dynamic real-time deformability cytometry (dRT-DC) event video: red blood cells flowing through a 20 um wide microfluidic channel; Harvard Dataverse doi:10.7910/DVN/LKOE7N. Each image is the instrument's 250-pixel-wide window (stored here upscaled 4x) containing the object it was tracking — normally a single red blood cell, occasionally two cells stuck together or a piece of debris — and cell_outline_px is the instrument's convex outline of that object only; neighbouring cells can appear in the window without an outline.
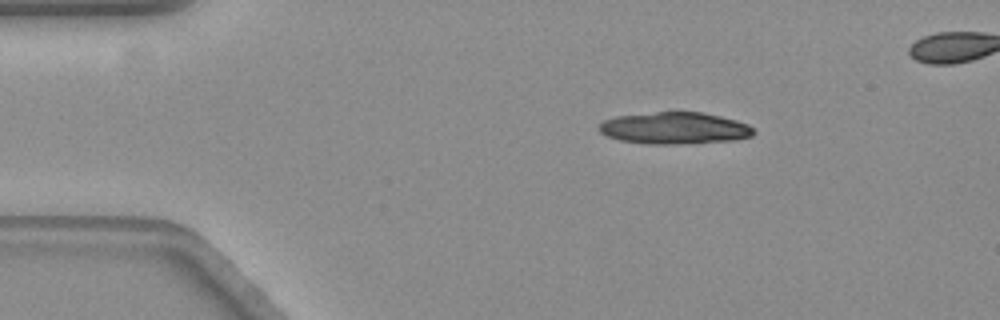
{"species": "common noctule bat (a hibernating species)", "species_latin": "Nyctalus noctula", "temperature_condition": "warm", "stored_images_in_passage": 11, "camera_frame_rate_fps": 3000, "um_per_image_px": 0.085, "animal": {"sex": "female", "body_mass_g": 19.3, "forearm_length_mm": 54.1}, "frame": {"image": 1, "passage_image": 1, "time_ms": 0.0, "image_size_px": [1000, 320], "cell_outline_px": [[756, 132], [752, 136], [736, 140], [676, 144], [644, 144], [620, 140], [608, 136], [600, 132], [600, 124], [604, 120], [616, 116], [656, 112], [704, 112], [736, 120], [748, 124]], "centroid_in_image_um": [57.36, 10.89], "position_along_channel_um": 27.6, "area_um2": 28.67}}